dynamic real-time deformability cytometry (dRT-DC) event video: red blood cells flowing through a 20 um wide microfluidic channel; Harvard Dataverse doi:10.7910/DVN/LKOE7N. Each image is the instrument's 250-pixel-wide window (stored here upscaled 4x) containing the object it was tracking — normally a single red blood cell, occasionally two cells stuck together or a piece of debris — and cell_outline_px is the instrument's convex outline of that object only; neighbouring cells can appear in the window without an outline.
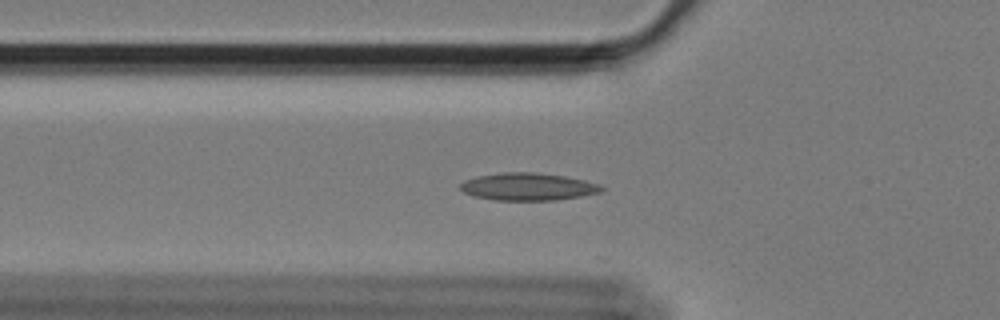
{"species": "Egyptian fruit bat (a non-hibernating species)", "species_latin": "Rousettus aegyptiacus", "temperature_condition": "cold", "stored_images_in_passage": 60, "camera_frame_rate_fps": 3000, "um_per_image_px": 0.085, "animal": {"sex": "female"}, "frame": {"image": 1, "passage_image": 20, "time_ms": 6.333, "image_size_px": [1000, 320], "cell_outline_px": [[604, 192], [556, 200], [492, 200], [472, 196], [464, 192], [460, 188], [460, 184], [464, 180], [476, 176], [504, 172], [536, 172], [564, 176], [584, 180], [600, 184], [604, 188]], "centroid_in_image_um": [44.87, 15.87], "position_along_channel_um": 80.9, "area_um2": 22.77}}
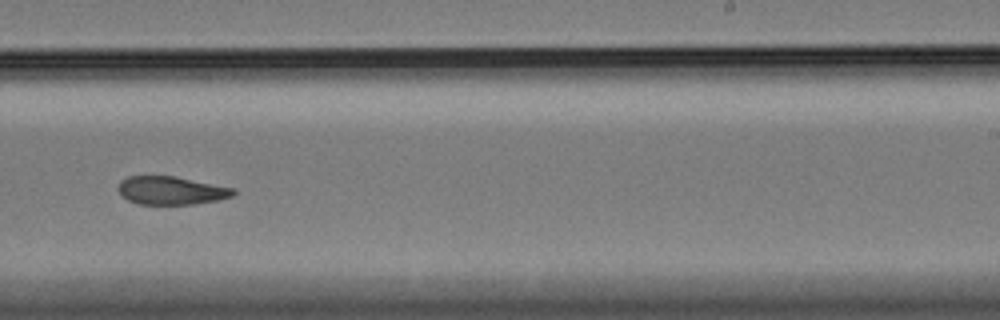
{"frame": {"image": 2, "passage_image": 37, "time_ms": 12.0, "image_size_px": [1000, 320], "cell_outline_px": [[236, 192], [232, 196], [216, 200], [192, 204], [140, 204], [128, 200], [120, 196], [116, 188], [120, 180], [128, 176], [176, 176], [236, 188]], "centroid_in_image_um": [14.51, 16.18], "position_along_channel_um": 274.5, "area_um2": 19.13}}
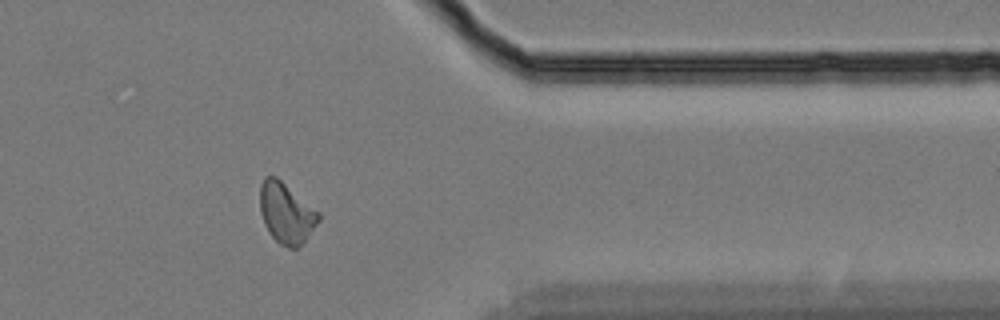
{"frame": {"image": 3, "passage_image": 48, "time_ms": 15.667, "image_size_px": [1000, 320], "cell_outline_px": [[320, 220], [304, 240], [296, 248], [288, 248], [280, 244], [268, 232], [264, 224], [260, 212], [260, 184], [264, 176], [276, 176], [320, 212]], "centroid_in_image_um": [24.31, 18.09], "position_along_channel_um": 387.1, "area_um2": 20.63}, "authors_computed_cell_mechanics": {"area_um2": 20.4323, "velocity_mm_per_s": 3.4037, "shape_relaxation_time_tau1_ms": null, "shape_relaxation_time_tau2_ms": 4.8875, "deformation_change_tau1": null, "deformation_change_tau2": 0.0977}}